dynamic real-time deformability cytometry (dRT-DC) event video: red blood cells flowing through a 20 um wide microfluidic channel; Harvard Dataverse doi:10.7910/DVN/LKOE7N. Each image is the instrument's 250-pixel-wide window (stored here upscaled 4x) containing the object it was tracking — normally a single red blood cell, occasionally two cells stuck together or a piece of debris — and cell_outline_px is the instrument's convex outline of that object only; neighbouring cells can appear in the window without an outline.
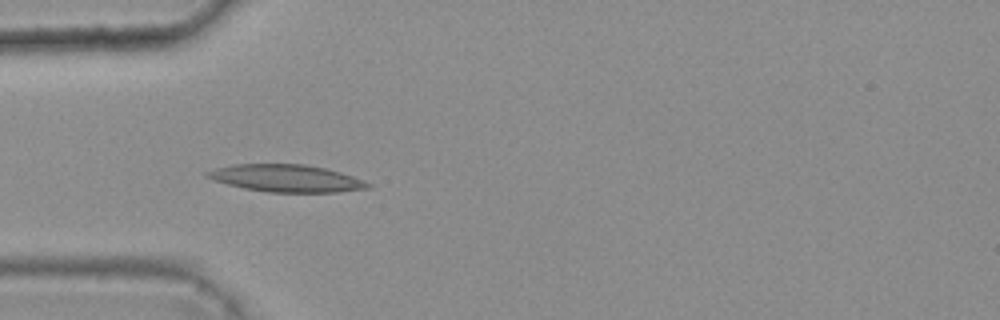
{"species": "common noctule bat (a hibernating species)", "species_latin": "Nyctalus noctula", "temperature_condition": "warm", "stored_images_in_passage": 2, "camera_frame_rate_fps": 3000, "um_per_image_px": 0.085, "animal": {"sex": "female", "body_mass_g": 25.1}, "frame": {"image": 1, "passage_image": 1, "time_ms": 0.0, "image_size_px": [1000, 320], "cell_outline_px": [[372, 188], [336, 192], [268, 192], [244, 188], [212, 180], [204, 176], [204, 172], [216, 168], [236, 164], [304, 164], [324, 168], [340, 172], [364, 180], [372, 184]], "centroid_in_image_um": [24.34, 15.15], "position_along_channel_um": 60.7, "area_um2": 25.55}}
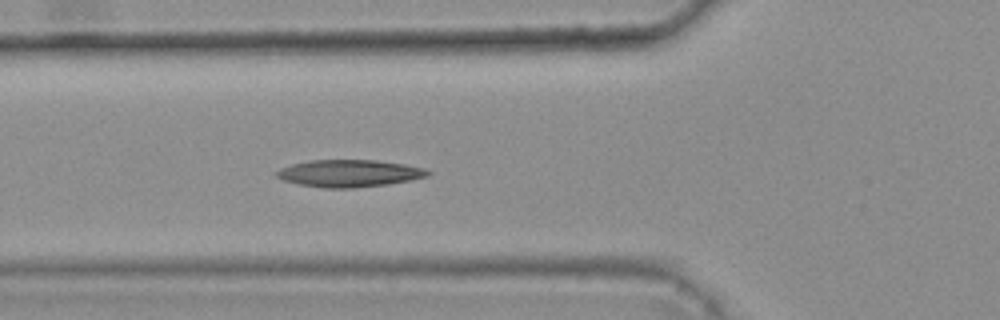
{"frame": {"image": 2, "passage_image": 2, "time_ms": 0.333, "image_size_px": [1000, 320], "cell_outline_px": [[432, 172], [428, 176], [388, 184], [356, 188], [324, 188], [300, 184], [284, 180], [276, 176], [272, 172], [280, 168], [292, 164], [308, 160], [376, 160], [404, 164], [424, 168]], "centroid_in_image_um": [29.66, 14.73], "position_along_channel_um": 96.1, "area_um2": 23.99}}